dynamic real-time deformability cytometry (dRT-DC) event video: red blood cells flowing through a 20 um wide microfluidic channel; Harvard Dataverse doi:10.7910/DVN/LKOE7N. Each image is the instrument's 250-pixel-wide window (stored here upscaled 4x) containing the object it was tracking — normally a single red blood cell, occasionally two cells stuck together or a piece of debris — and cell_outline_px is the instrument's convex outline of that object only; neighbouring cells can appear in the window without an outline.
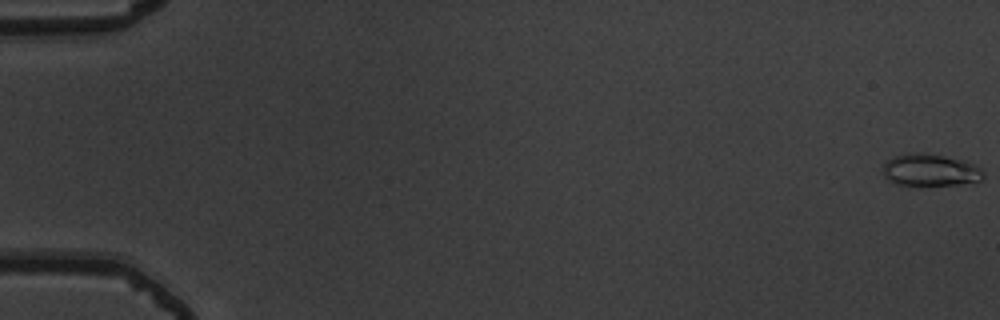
{"species": "common noctule bat (a hibernating species)", "species_latin": "Nyctalus noctula", "temperature_condition": "warm", "stored_images_in_passage": 56, "camera_frame_rate_fps": 3000, "um_per_image_px": 0.085, "animal": {"sex": "male", "body_mass_g": 19.5, "forearm_length_mm": 54.6}, "frame": {"image": 1, "passage_image": 1, "time_ms": 0.0, "image_size_px": [1000, 320], "cell_outline_px": [[984, 176], [980, 180], [960, 184], [900, 184], [884, 176], [880, 168], [888, 160], [896, 156], [920, 152], [928, 152], [964, 160], [980, 168], [984, 172]], "centroid_in_image_um": [79.08, 14.42], "position_along_channel_um": 5.9, "area_um2": 18.44}}
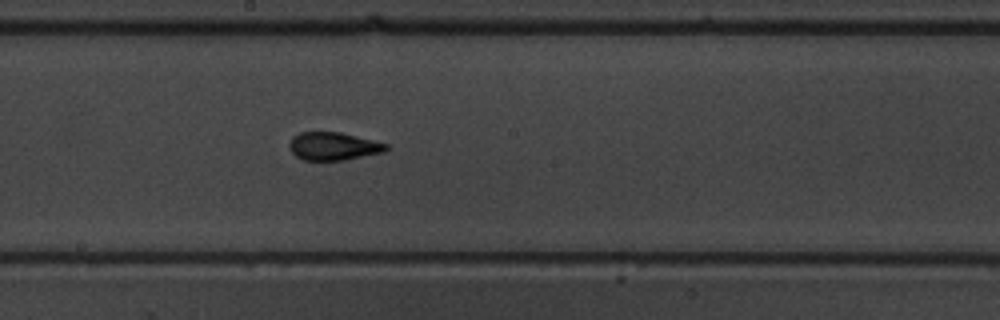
{"frame": {"image": 2, "passage_image": 32, "time_ms": 10.333, "image_size_px": [1000, 320], "cell_outline_px": [[388, 148], [384, 152], [344, 160], [304, 160], [296, 156], [292, 152], [288, 144], [292, 136], [300, 132], [340, 132], [388, 144]], "centroid_in_image_um": [28.31, 12.43], "position_along_channel_um": 219.9, "area_um2": 15.72}}
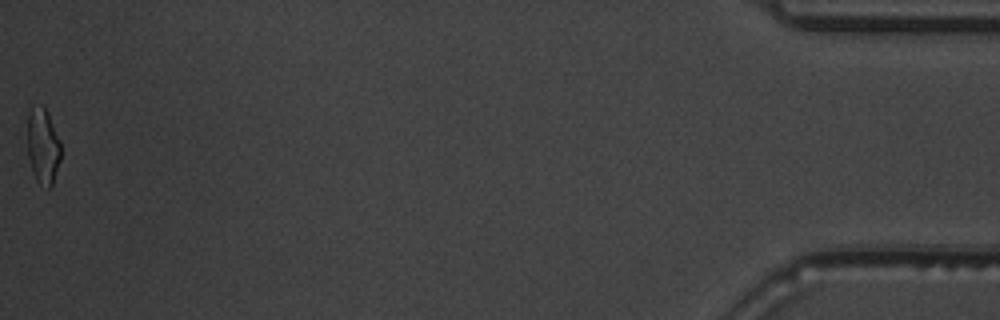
{"frame": {"image": 3, "passage_image": 56, "time_ms": 18.333, "image_size_px": [1000, 320], "cell_outline_px": [[60, 160], [52, 188], [48, 188], [40, 184], [36, 180], [32, 172], [28, 156], [28, 112], [32, 104], [40, 104], [48, 112], [60, 140]], "centroid_in_image_um": [3.65, 12.41], "position_along_channel_um": 431.6, "area_um2": 15.03}, "authors_computed_cell_mechanics": {"area_um2": 15.8083, "velocity_mm_per_s": 3.7836, "shape_relaxation_time_tau1_ms": 5.7154, "shape_relaxation_time_tau2_ms": 1.1891, "deformation_change_tau1": 0.1957, "deformation_change_tau2": 0.0845}}